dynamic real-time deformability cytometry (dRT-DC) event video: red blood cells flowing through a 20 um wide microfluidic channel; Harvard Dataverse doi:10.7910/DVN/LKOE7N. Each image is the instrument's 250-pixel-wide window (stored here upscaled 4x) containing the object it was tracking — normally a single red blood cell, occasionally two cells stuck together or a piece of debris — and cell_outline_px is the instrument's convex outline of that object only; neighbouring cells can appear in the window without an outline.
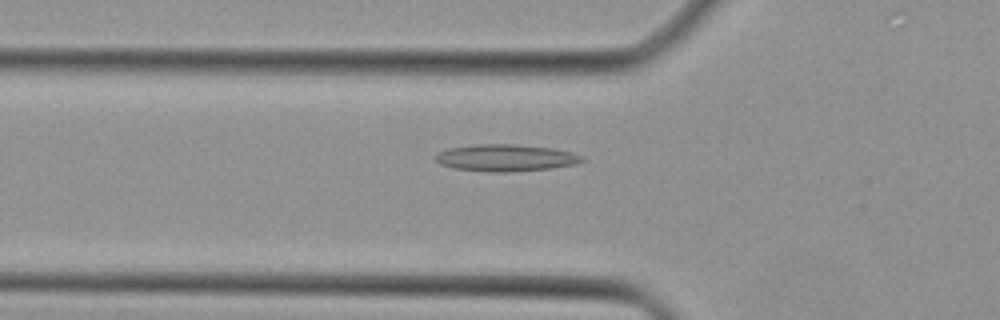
{"species": "Egyptian fruit bat (a non-hibernating species)", "species_latin": "Rousettus aegyptiacus", "temperature_condition": "cold", "stored_images_in_passage": 35, "camera_frame_rate_fps": 3000, "um_per_image_px": 0.085, "animal": {"sex": "female"}, "frame": {"image": 1, "passage_image": 6, "time_ms": 1.667, "image_size_px": [1000, 320], "cell_outline_px": [[584, 160], [576, 164], [552, 168], [512, 172], [488, 172], [452, 168], [440, 164], [436, 160], [436, 152], [448, 148], [476, 144], [516, 144], [552, 148], [572, 152], [584, 156]], "centroid_in_image_um": [42.98, 13.42], "position_along_channel_um": 82.8, "area_um2": 23.24}}
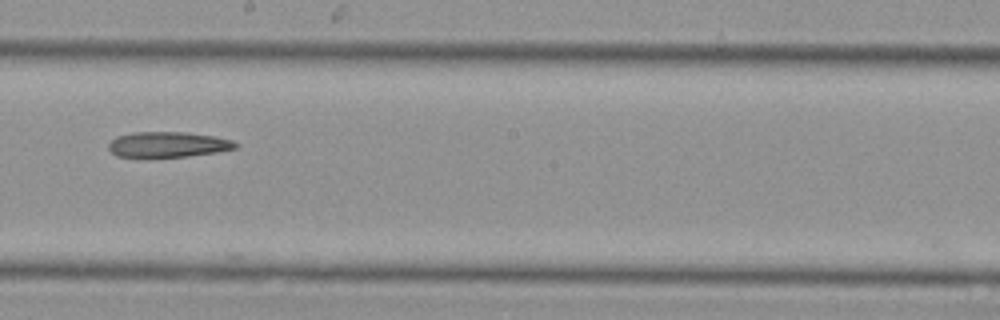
{"frame": {"image": 2, "passage_image": 16, "time_ms": 5.0, "image_size_px": [1000, 320], "cell_outline_px": [[240, 144], [236, 148], [216, 152], [188, 156], [148, 160], [116, 156], [108, 148], [108, 144], [116, 136], [132, 132], [184, 132], [216, 136], [232, 140]], "centroid_in_image_um": [14.22, 12.32], "position_along_channel_um": 234.0, "area_um2": 19.71}}
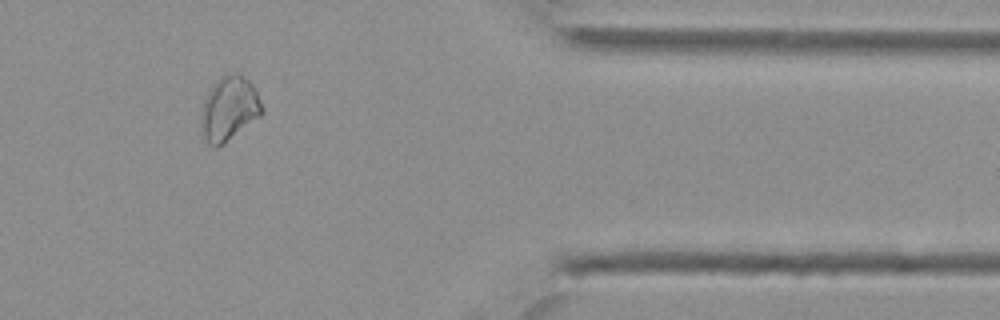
{"frame": {"image": 3, "passage_image": 28, "time_ms": 9.0, "image_size_px": [1000, 320], "cell_outline_px": [[264, 112], [260, 116], [224, 144], [216, 148], [212, 148], [208, 144], [200, 128], [200, 116], [204, 100], [212, 84], [220, 76], [232, 72], [236, 72], [248, 80], [256, 88], [264, 108]], "centroid_in_image_um": [19.47, 9.24], "position_along_channel_um": 391.9, "area_um2": 23.24}}